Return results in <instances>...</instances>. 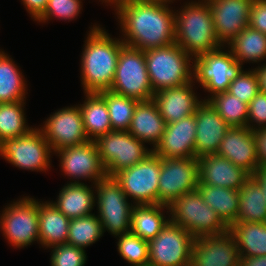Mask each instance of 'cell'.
Listing matches in <instances>:
<instances>
[{
	"instance_id": "obj_1",
	"label": "cell",
	"mask_w": 266,
	"mask_h": 266,
	"mask_svg": "<svg viewBox=\"0 0 266 266\" xmlns=\"http://www.w3.org/2000/svg\"><path fill=\"white\" fill-rule=\"evenodd\" d=\"M110 6L115 8L126 46L146 51L175 43V11L168 3L116 0Z\"/></svg>"
},
{
	"instance_id": "obj_2",
	"label": "cell",
	"mask_w": 266,
	"mask_h": 266,
	"mask_svg": "<svg viewBox=\"0 0 266 266\" xmlns=\"http://www.w3.org/2000/svg\"><path fill=\"white\" fill-rule=\"evenodd\" d=\"M89 28L80 60V80L84 93H98L111 88L119 53L125 44L121 38H111L100 25Z\"/></svg>"
},
{
	"instance_id": "obj_3",
	"label": "cell",
	"mask_w": 266,
	"mask_h": 266,
	"mask_svg": "<svg viewBox=\"0 0 266 266\" xmlns=\"http://www.w3.org/2000/svg\"><path fill=\"white\" fill-rule=\"evenodd\" d=\"M180 7L179 11L175 10L177 45L192 58L222 47L216 37L208 1H191Z\"/></svg>"
},
{
	"instance_id": "obj_4",
	"label": "cell",
	"mask_w": 266,
	"mask_h": 266,
	"mask_svg": "<svg viewBox=\"0 0 266 266\" xmlns=\"http://www.w3.org/2000/svg\"><path fill=\"white\" fill-rule=\"evenodd\" d=\"M144 55L154 94L193 81V58L176 43L148 49Z\"/></svg>"
},
{
	"instance_id": "obj_5",
	"label": "cell",
	"mask_w": 266,
	"mask_h": 266,
	"mask_svg": "<svg viewBox=\"0 0 266 266\" xmlns=\"http://www.w3.org/2000/svg\"><path fill=\"white\" fill-rule=\"evenodd\" d=\"M168 208L170 220L194 238L222 235L229 231L218 214L206 205L198 190L175 198Z\"/></svg>"
},
{
	"instance_id": "obj_6",
	"label": "cell",
	"mask_w": 266,
	"mask_h": 266,
	"mask_svg": "<svg viewBox=\"0 0 266 266\" xmlns=\"http://www.w3.org/2000/svg\"><path fill=\"white\" fill-rule=\"evenodd\" d=\"M111 92L139 102L153 99L144 51L124 46L119 53Z\"/></svg>"
},
{
	"instance_id": "obj_7",
	"label": "cell",
	"mask_w": 266,
	"mask_h": 266,
	"mask_svg": "<svg viewBox=\"0 0 266 266\" xmlns=\"http://www.w3.org/2000/svg\"><path fill=\"white\" fill-rule=\"evenodd\" d=\"M95 205L103 231L118 236L130 232L134 205L114 177H106L95 184Z\"/></svg>"
},
{
	"instance_id": "obj_8",
	"label": "cell",
	"mask_w": 266,
	"mask_h": 266,
	"mask_svg": "<svg viewBox=\"0 0 266 266\" xmlns=\"http://www.w3.org/2000/svg\"><path fill=\"white\" fill-rule=\"evenodd\" d=\"M242 70V64L234 58L229 48L225 51L224 46L193 58V81L200 83L203 90L210 93L205 100L216 93L228 91L231 81Z\"/></svg>"
},
{
	"instance_id": "obj_9",
	"label": "cell",
	"mask_w": 266,
	"mask_h": 266,
	"mask_svg": "<svg viewBox=\"0 0 266 266\" xmlns=\"http://www.w3.org/2000/svg\"><path fill=\"white\" fill-rule=\"evenodd\" d=\"M94 142L108 177L138 164L152 153V149L128 131H111Z\"/></svg>"
},
{
	"instance_id": "obj_10",
	"label": "cell",
	"mask_w": 266,
	"mask_h": 266,
	"mask_svg": "<svg viewBox=\"0 0 266 266\" xmlns=\"http://www.w3.org/2000/svg\"><path fill=\"white\" fill-rule=\"evenodd\" d=\"M50 144L40 128L34 127L26 135L6 139L0 143V157L17 168L46 172L50 169Z\"/></svg>"
},
{
	"instance_id": "obj_11",
	"label": "cell",
	"mask_w": 266,
	"mask_h": 266,
	"mask_svg": "<svg viewBox=\"0 0 266 266\" xmlns=\"http://www.w3.org/2000/svg\"><path fill=\"white\" fill-rule=\"evenodd\" d=\"M0 229L14 248L40 243L38 227V200L22 197L6 205L0 213Z\"/></svg>"
},
{
	"instance_id": "obj_12",
	"label": "cell",
	"mask_w": 266,
	"mask_h": 266,
	"mask_svg": "<svg viewBox=\"0 0 266 266\" xmlns=\"http://www.w3.org/2000/svg\"><path fill=\"white\" fill-rule=\"evenodd\" d=\"M161 158L153 152L143 161L117 172L113 177L134 205L158 204Z\"/></svg>"
},
{
	"instance_id": "obj_13",
	"label": "cell",
	"mask_w": 266,
	"mask_h": 266,
	"mask_svg": "<svg viewBox=\"0 0 266 266\" xmlns=\"http://www.w3.org/2000/svg\"><path fill=\"white\" fill-rule=\"evenodd\" d=\"M194 237L171 220L148 241V266H191Z\"/></svg>"
},
{
	"instance_id": "obj_14",
	"label": "cell",
	"mask_w": 266,
	"mask_h": 266,
	"mask_svg": "<svg viewBox=\"0 0 266 266\" xmlns=\"http://www.w3.org/2000/svg\"><path fill=\"white\" fill-rule=\"evenodd\" d=\"M198 161L190 158H161L158 204L168 206L175 198L197 190Z\"/></svg>"
},
{
	"instance_id": "obj_15",
	"label": "cell",
	"mask_w": 266,
	"mask_h": 266,
	"mask_svg": "<svg viewBox=\"0 0 266 266\" xmlns=\"http://www.w3.org/2000/svg\"><path fill=\"white\" fill-rule=\"evenodd\" d=\"M54 154L59 156L61 172L65 177H69L68 179L71 180L69 183H84L81 182L84 179L96 184L107 177L94 141L66 147Z\"/></svg>"
},
{
	"instance_id": "obj_16",
	"label": "cell",
	"mask_w": 266,
	"mask_h": 266,
	"mask_svg": "<svg viewBox=\"0 0 266 266\" xmlns=\"http://www.w3.org/2000/svg\"><path fill=\"white\" fill-rule=\"evenodd\" d=\"M43 124L40 129L53 152L89 141L78 105L64 107L53 112Z\"/></svg>"
},
{
	"instance_id": "obj_17",
	"label": "cell",
	"mask_w": 266,
	"mask_h": 266,
	"mask_svg": "<svg viewBox=\"0 0 266 266\" xmlns=\"http://www.w3.org/2000/svg\"><path fill=\"white\" fill-rule=\"evenodd\" d=\"M218 42L226 47L249 23L253 0L208 1Z\"/></svg>"
},
{
	"instance_id": "obj_18",
	"label": "cell",
	"mask_w": 266,
	"mask_h": 266,
	"mask_svg": "<svg viewBox=\"0 0 266 266\" xmlns=\"http://www.w3.org/2000/svg\"><path fill=\"white\" fill-rule=\"evenodd\" d=\"M239 253L233 235L194 238L191 266H239Z\"/></svg>"
},
{
	"instance_id": "obj_19",
	"label": "cell",
	"mask_w": 266,
	"mask_h": 266,
	"mask_svg": "<svg viewBox=\"0 0 266 266\" xmlns=\"http://www.w3.org/2000/svg\"><path fill=\"white\" fill-rule=\"evenodd\" d=\"M196 127L195 114L166 124L163 136L152 152L160 158L196 157Z\"/></svg>"
},
{
	"instance_id": "obj_20",
	"label": "cell",
	"mask_w": 266,
	"mask_h": 266,
	"mask_svg": "<svg viewBox=\"0 0 266 266\" xmlns=\"http://www.w3.org/2000/svg\"><path fill=\"white\" fill-rule=\"evenodd\" d=\"M195 121L197 123L195 137L196 158L217 154L220 143L230 126L223 120L208 100H203L197 107Z\"/></svg>"
},
{
	"instance_id": "obj_21",
	"label": "cell",
	"mask_w": 266,
	"mask_h": 266,
	"mask_svg": "<svg viewBox=\"0 0 266 266\" xmlns=\"http://www.w3.org/2000/svg\"><path fill=\"white\" fill-rule=\"evenodd\" d=\"M197 161L198 184L239 190L251 177L247 171L218 154L200 156Z\"/></svg>"
},
{
	"instance_id": "obj_22",
	"label": "cell",
	"mask_w": 266,
	"mask_h": 266,
	"mask_svg": "<svg viewBox=\"0 0 266 266\" xmlns=\"http://www.w3.org/2000/svg\"><path fill=\"white\" fill-rule=\"evenodd\" d=\"M217 154L227 158L251 176L260 167L254 134L249 127H230L220 143Z\"/></svg>"
},
{
	"instance_id": "obj_23",
	"label": "cell",
	"mask_w": 266,
	"mask_h": 266,
	"mask_svg": "<svg viewBox=\"0 0 266 266\" xmlns=\"http://www.w3.org/2000/svg\"><path fill=\"white\" fill-rule=\"evenodd\" d=\"M191 81L183 86L163 89L153 95L159 113L166 124L177 122L196 113L197 107L205 99L197 97Z\"/></svg>"
},
{
	"instance_id": "obj_24",
	"label": "cell",
	"mask_w": 266,
	"mask_h": 266,
	"mask_svg": "<svg viewBox=\"0 0 266 266\" xmlns=\"http://www.w3.org/2000/svg\"><path fill=\"white\" fill-rule=\"evenodd\" d=\"M166 123L152 100L139 102L134 111L128 132L154 149L163 136Z\"/></svg>"
},
{
	"instance_id": "obj_25",
	"label": "cell",
	"mask_w": 266,
	"mask_h": 266,
	"mask_svg": "<svg viewBox=\"0 0 266 266\" xmlns=\"http://www.w3.org/2000/svg\"><path fill=\"white\" fill-rule=\"evenodd\" d=\"M70 220L51 201H38L40 245L48 249L67 243Z\"/></svg>"
},
{
	"instance_id": "obj_26",
	"label": "cell",
	"mask_w": 266,
	"mask_h": 266,
	"mask_svg": "<svg viewBox=\"0 0 266 266\" xmlns=\"http://www.w3.org/2000/svg\"><path fill=\"white\" fill-rule=\"evenodd\" d=\"M91 186L85 183H67L59 191L57 200L51 203L69 219L90 215L96 203V187L95 184Z\"/></svg>"
},
{
	"instance_id": "obj_27",
	"label": "cell",
	"mask_w": 266,
	"mask_h": 266,
	"mask_svg": "<svg viewBox=\"0 0 266 266\" xmlns=\"http://www.w3.org/2000/svg\"><path fill=\"white\" fill-rule=\"evenodd\" d=\"M83 104H78L85 133L89 141L113 131L104 97L98 92H86Z\"/></svg>"
},
{
	"instance_id": "obj_28",
	"label": "cell",
	"mask_w": 266,
	"mask_h": 266,
	"mask_svg": "<svg viewBox=\"0 0 266 266\" xmlns=\"http://www.w3.org/2000/svg\"><path fill=\"white\" fill-rule=\"evenodd\" d=\"M164 209L169 213L168 206L161 204L134 205L130 232L146 241L155 238L170 221L169 216H164Z\"/></svg>"
},
{
	"instance_id": "obj_29",
	"label": "cell",
	"mask_w": 266,
	"mask_h": 266,
	"mask_svg": "<svg viewBox=\"0 0 266 266\" xmlns=\"http://www.w3.org/2000/svg\"><path fill=\"white\" fill-rule=\"evenodd\" d=\"M236 222L266 223V199L259 182L251 176L238 190Z\"/></svg>"
},
{
	"instance_id": "obj_30",
	"label": "cell",
	"mask_w": 266,
	"mask_h": 266,
	"mask_svg": "<svg viewBox=\"0 0 266 266\" xmlns=\"http://www.w3.org/2000/svg\"><path fill=\"white\" fill-rule=\"evenodd\" d=\"M229 232L235 238L239 256L266 255V223L235 222Z\"/></svg>"
},
{
	"instance_id": "obj_31",
	"label": "cell",
	"mask_w": 266,
	"mask_h": 266,
	"mask_svg": "<svg viewBox=\"0 0 266 266\" xmlns=\"http://www.w3.org/2000/svg\"><path fill=\"white\" fill-rule=\"evenodd\" d=\"M197 190L206 205L210 206L228 227L236 222L239 205L238 190L206 184H198Z\"/></svg>"
},
{
	"instance_id": "obj_32",
	"label": "cell",
	"mask_w": 266,
	"mask_h": 266,
	"mask_svg": "<svg viewBox=\"0 0 266 266\" xmlns=\"http://www.w3.org/2000/svg\"><path fill=\"white\" fill-rule=\"evenodd\" d=\"M240 63H259L266 59V35L247 26L226 46Z\"/></svg>"
},
{
	"instance_id": "obj_33",
	"label": "cell",
	"mask_w": 266,
	"mask_h": 266,
	"mask_svg": "<svg viewBox=\"0 0 266 266\" xmlns=\"http://www.w3.org/2000/svg\"><path fill=\"white\" fill-rule=\"evenodd\" d=\"M0 50V103L26 100L27 85L18 65Z\"/></svg>"
},
{
	"instance_id": "obj_34",
	"label": "cell",
	"mask_w": 266,
	"mask_h": 266,
	"mask_svg": "<svg viewBox=\"0 0 266 266\" xmlns=\"http://www.w3.org/2000/svg\"><path fill=\"white\" fill-rule=\"evenodd\" d=\"M25 101L0 103V143L26 135L33 129L26 124Z\"/></svg>"
},
{
	"instance_id": "obj_35",
	"label": "cell",
	"mask_w": 266,
	"mask_h": 266,
	"mask_svg": "<svg viewBox=\"0 0 266 266\" xmlns=\"http://www.w3.org/2000/svg\"><path fill=\"white\" fill-rule=\"evenodd\" d=\"M230 127H247L248 104L229 92L216 93L208 99Z\"/></svg>"
},
{
	"instance_id": "obj_36",
	"label": "cell",
	"mask_w": 266,
	"mask_h": 266,
	"mask_svg": "<svg viewBox=\"0 0 266 266\" xmlns=\"http://www.w3.org/2000/svg\"><path fill=\"white\" fill-rule=\"evenodd\" d=\"M104 234L102 224L94 213L73 218L69 223L67 243L85 249Z\"/></svg>"
},
{
	"instance_id": "obj_37",
	"label": "cell",
	"mask_w": 266,
	"mask_h": 266,
	"mask_svg": "<svg viewBox=\"0 0 266 266\" xmlns=\"http://www.w3.org/2000/svg\"><path fill=\"white\" fill-rule=\"evenodd\" d=\"M106 102L113 131H128L139 101L104 90L99 92Z\"/></svg>"
},
{
	"instance_id": "obj_38",
	"label": "cell",
	"mask_w": 266,
	"mask_h": 266,
	"mask_svg": "<svg viewBox=\"0 0 266 266\" xmlns=\"http://www.w3.org/2000/svg\"><path fill=\"white\" fill-rule=\"evenodd\" d=\"M115 237H118L117 249L120 256L131 264L130 266H148V241L131 232Z\"/></svg>"
},
{
	"instance_id": "obj_39",
	"label": "cell",
	"mask_w": 266,
	"mask_h": 266,
	"mask_svg": "<svg viewBox=\"0 0 266 266\" xmlns=\"http://www.w3.org/2000/svg\"><path fill=\"white\" fill-rule=\"evenodd\" d=\"M82 5L81 0H49L44 13L36 21L46 23L52 18L72 21L81 13Z\"/></svg>"
},
{
	"instance_id": "obj_40",
	"label": "cell",
	"mask_w": 266,
	"mask_h": 266,
	"mask_svg": "<svg viewBox=\"0 0 266 266\" xmlns=\"http://www.w3.org/2000/svg\"><path fill=\"white\" fill-rule=\"evenodd\" d=\"M259 81L256 70H242L241 73L230 83L229 92L248 104L259 92Z\"/></svg>"
},
{
	"instance_id": "obj_41",
	"label": "cell",
	"mask_w": 266,
	"mask_h": 266,
	"mask_svg": "<svg viewBox=\"0 0 266 266\" xmlns=\"http://www.w3.org/2000/svg\"><path fill=\"white\" fill-rule=\"evenodd\" d=\"M50 249L52 250L51 266H84L86 263L87 253L83 248L64 243Z\"/></svg>"
},
{
	"instance_id": "obj_42",
	"label": "cell",
	"mask_w": 266,
	"mask_h": 266,
	"mask_svg": "<svg viewBox=\"0 0 266 266\" xmlns=\"http://www.w3.org/2000/svg\"><path fill=\"white\" fill-rule=\"evenodd\" d=\"M247 127L252 130L266 127L265 93L259 91L258 94L250 101L248 105Z\"/></svg>"
},
{
	"instance_id": "obj_43",
	"label": "cell",
	"mask_w": 266,
	"mask_h": 266,
	"mask_svg": "<svg viewBox=\"0 0 266 266\" xmlns=\"http://www.w3.org/2000/svg\"><path fill=\"white\" fill-rule=\"evenodd\" d=\"M248 26L266 35V0H253Z\"/></svg>"
},
{
	"instance_id": "obj_44",
	"label": "cell",
	"mask_w": 266,
	"mask_h": 266,
	"mask_svg": "<svg viewBox=\"0 0 266 266\" xmlns=\"http://www.w3.org/2000/svg\"><path fill=\"white\" fill-rule=\"evenodd\" d=\"M259 166H266V127L252 130Z\"/></svg>"
},
{
	"instance_id": "obj_45",
	"label": "cell",
	"mask_w": 266,
	"mask_h": 266,
	"mask_svg": "<svg viewBox=\"0 0 266 266\" xmlns=\"http://www.w3.org/2000/svg\"><path fill=\"white\" fill-rule=\"evenodd\" d=\"M49 0H21L30 17L36 21L45 11Z\"/></svg>"
},
{
	"instance_id": "obj_46",
	"label": "cell",
	"mask_w": 266,
	"mask_h": 266,
	"mask_svg": "<svg viewBox=\"0 0 266 266\" xmlns=\"http://www.w3.org/2000/svg\"><path fill=\"white\" fill-rule=\"evenodd\" d=\"M239 266H266V255L257 257H239Z\"/></svg>"
},
{
	"instance_id": "obj_47",
	"label": "cell",
	"mask_w": 266,
	"mask_h": 266,
	"mask_svg": "<svg viewBox=\"0 0 266 266\" xmlns=\"http://www.w3.org/2000/svg\"><path fill=\"white\" fill-rule=\"evenodd\" d=\"M261 66H257L254 68L257 73L258 81H259V90L262 93L266 94V62L260 64Z\"/></svg>"
},
{
	"instance_id": "obj_48",
	"label": "cell",
	"mask_w": 266,
	"mask_h": 266,
	"mask_svg": "<svg viewBox=\"0 0 266 266\" xmlns=\"http://www.w3.org/2000/svg\"><path fill=\"white\" fill-rule=\"evenodd\" d=\"M252 176L261 185L262 192L265 194L266 199V166H260Z\"/></svg>"
},
{
	"instance_id": "obj_49",
	"label": "cell",
	"mask_w": 266,
	"mask_h": 266,
	"mask_svg": "<svg viewBox=\"0 0 266 266\" xmlns=\"http://www.w3.org/2000/svg\"><path fill=\"white\" fill-rule=\"evenodd\" d=\"M137 1L164 2L170 4L171 2L174 3L173 1L175 0H137Z\"/></svg>"
},
{
	"instance_id": "obj_50",
	"label": "cell",
	"mask_w": 266,
	"mask_h": 266,
	"mask_svg": "<svg viewBox=\"0 0 266 266\" xmlns=\"http://www.w3.org/2000/svg\"><path fill=\"white\" fill-rule=\"evenodd\" d=\"M102 1V3H107L108 5H111L113 2H115L116 0H99Z\"/></svg>"
}]
</instances>
